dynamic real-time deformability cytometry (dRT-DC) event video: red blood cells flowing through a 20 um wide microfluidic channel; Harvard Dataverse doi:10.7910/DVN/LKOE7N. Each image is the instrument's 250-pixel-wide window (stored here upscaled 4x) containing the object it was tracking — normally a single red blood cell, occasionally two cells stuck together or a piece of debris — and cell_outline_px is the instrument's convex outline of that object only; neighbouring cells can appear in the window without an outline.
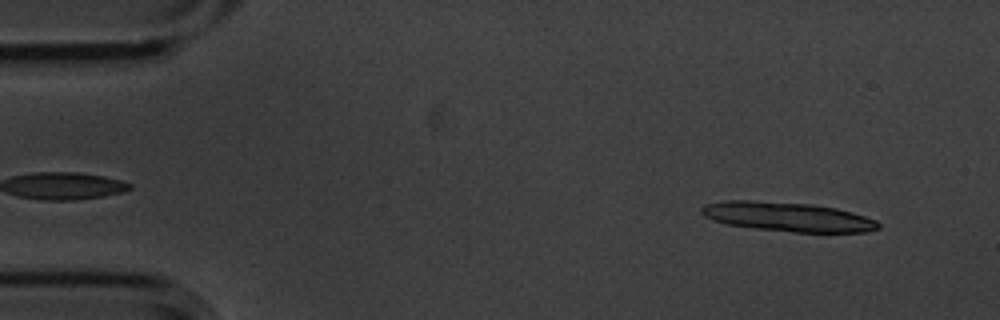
{"species": "common noctule bat (a hibernating species)", "species_latin": "Nyctalus noctula", "temperature_condition": "cold", "stored_images_in_passage": 4, "camera_frame_rate_fps": 3000, "um_per_image_px": 0.085, "animal": {"sex": "male", "body_mass_g": 20.1, "forearm_length_mm": 53.5}, "frame": {"image": 1, "passage_image": 1, "time_ms": 0.0, "image_size_px": [1000, 320], "cell_outline_px": [[880, 228], [864, 232], [792, 232], [756, 228], [728, 224], [712, 220], [704, 216], [700, 212], [700, 208], [704, 204], [724, 200], [752, 200], [812, 204], [836, 208], [852, 212], [876, 220], [880, 224]], "centroid_in_image_um": [66.92, 18.42], "position_along_channel_um": 18.1, "area_um2": 30.23}}